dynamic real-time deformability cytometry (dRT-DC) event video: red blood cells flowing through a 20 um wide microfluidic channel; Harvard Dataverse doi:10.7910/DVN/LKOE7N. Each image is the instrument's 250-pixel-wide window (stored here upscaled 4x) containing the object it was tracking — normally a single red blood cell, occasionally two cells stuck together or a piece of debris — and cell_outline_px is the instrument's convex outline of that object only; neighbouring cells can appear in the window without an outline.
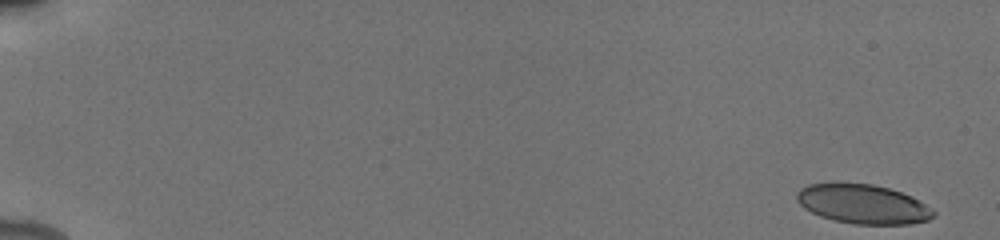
{"species": "human", "species_latin": "Homo sapiens", "temperature_condition": "cold", "stored_images_in_passage": 52, "camera_frame_rate_fps": 3000, "um_per_image_px": 0.085, "donor": {"sex": "male"}, "frame": {"image": 1, "passage_image": 1, "time_ms": 0.0, "image_size_px": [1000, 240], "cell_outline_px": [[936, 216], [928, 220], [912, 224], [852, 224], [820, 216], [804, 208], [796, 200], [796, 192], [800, 188], [808, 184], [832, 180], [840, 180], [872, 184], [888, 188], [912, 196], [932, 208], [936, 212]], "centroid_in_image_um": [73.31, 17.3], "position_along_channel_um": 11.7, "area_um2": 32.19}}
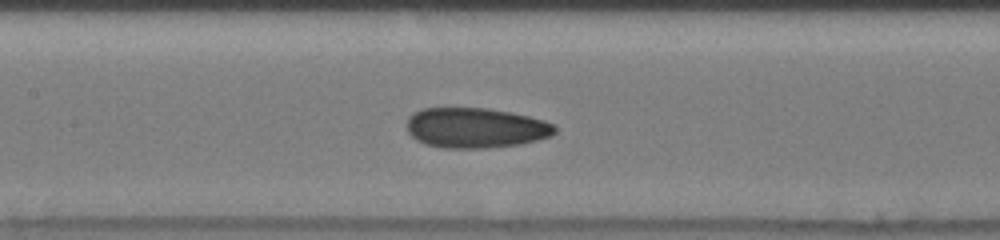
{"frame": {"image": 2, "passage_image": 27, "time_ms": 8.667, "image_size_px": [1000, 240], "cell_outline_px": [[556, 132], [552, 136], [520, 144], [488, 148], [440, 148], [424, 144], [416, 140], [408, 132], [408, 116], [412, 112], [424, 108], [488, 108], [528, 116], [544, 120], [552, 124], [556, 128]], "centroid_in_image_um": [40.4, 10.87], "position_along_channel_um": 167.0, "area_um2": 34.8}}
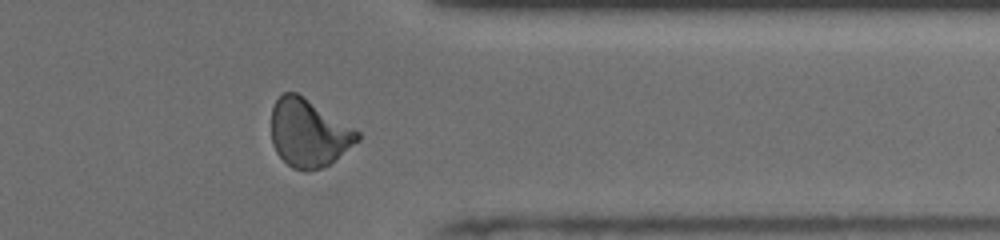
{"frame": {"image": 3, "passage_image": 44, "time_ms": 14.333, "image_size_px": [1000, 240], "cell_outline_px": [[360, 140], [324, 168], [304, 172], [292, 168], [276, 152], [272, 144], [272, 108], [276, 100], [284, 92], [296, 92], [304, 96], [360, 132]], "centroid_in_image_um": [26.24, 11.32], "position_along_channel_um": 385.2, "area_um2": 34.04}}